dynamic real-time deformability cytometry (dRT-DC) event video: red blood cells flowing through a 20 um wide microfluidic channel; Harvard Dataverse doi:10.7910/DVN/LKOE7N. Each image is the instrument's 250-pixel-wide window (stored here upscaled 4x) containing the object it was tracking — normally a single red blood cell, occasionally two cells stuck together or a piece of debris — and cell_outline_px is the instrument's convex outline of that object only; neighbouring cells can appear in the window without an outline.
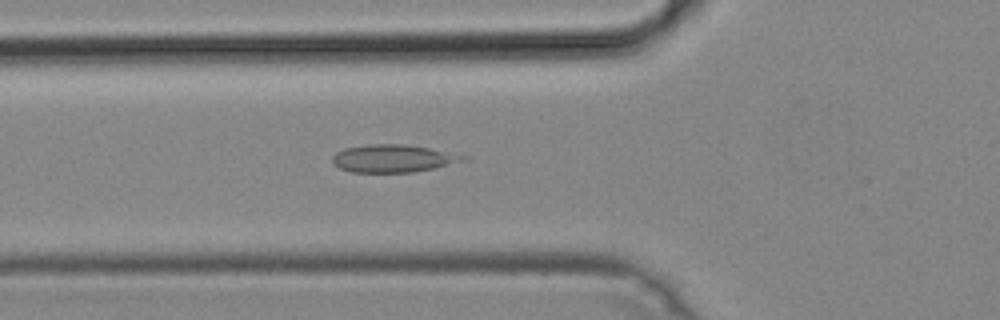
{"species": "common noctule bat (a hibernating species)", "species_latin": "Nyctalus noctula", "temperature_condition": "cold", "stored_images_in_passage": 48, "camera_frame_rate_fps": 3000, "um_per_image_px": 0.085, "animal": {"sex": "male", "body_mass_g": 19.2, "forearm_length_mm": 51.8}, "frame": {"image": 1, "passage_image": 16, "time_ms": 5.0, "image_size_px": [1000, 320], "cell_outline_px": [[472, 160], [412, 172], [352, 172], [340, 168], [332, 164], [332, 156], [336, 152], [344, 148], [368, 144], [400, 144], [428, 148], [472, 156]], "centroid_in_image_um": [33.47, 13.46], "position_along_channel_um": 92.3, "area_um2": 21.27}}
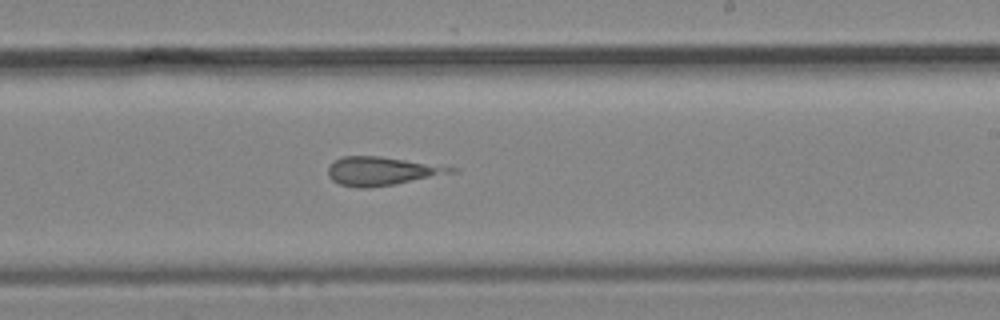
{"frame": {"image": 2, "passage_image": 28, "time_ms": 9.0, "image_size_px": [1000, 320], "cell_outline_px": [[460, 172], [396, 184], [368, 188], [356, 188], [340, 184], [332, 180], [328, 176], [328, 168], [336, 160], [344, 156], [380, 156], [460, 168]], "centroid_in_image_um": [32.52, 14.55], "position_along_channel_um": 256.5, "area_um2": 20.58}}
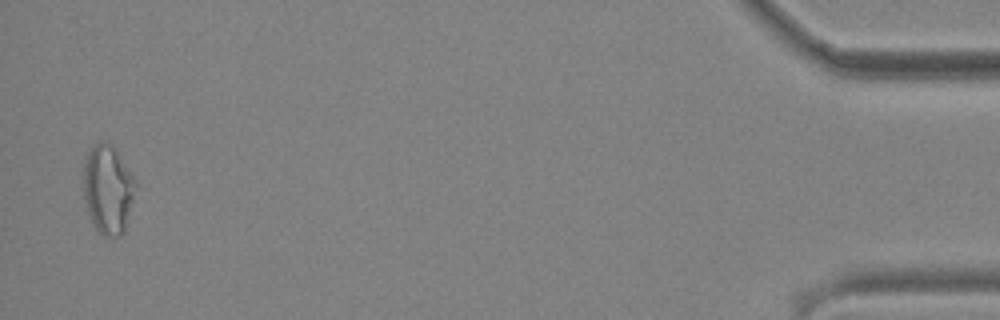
{"frame": {"image": 3, "passage_image": 47, "time_ms": 15.333, "image_size_px": [1000, 320], "cell_outline_px": [[136, 184], [124, 232], [120, 236], [104, 236], [92, 224], [88, 212], [84, 196], [84, 164], [92, 148], [100, 140], [104, 140], [112, 144], [116, 148], [136, 180]], "centroid_in_image_um": [9.18, 16.07], "position_along_channel_um": 426.0, "area_um2": 26.7}}